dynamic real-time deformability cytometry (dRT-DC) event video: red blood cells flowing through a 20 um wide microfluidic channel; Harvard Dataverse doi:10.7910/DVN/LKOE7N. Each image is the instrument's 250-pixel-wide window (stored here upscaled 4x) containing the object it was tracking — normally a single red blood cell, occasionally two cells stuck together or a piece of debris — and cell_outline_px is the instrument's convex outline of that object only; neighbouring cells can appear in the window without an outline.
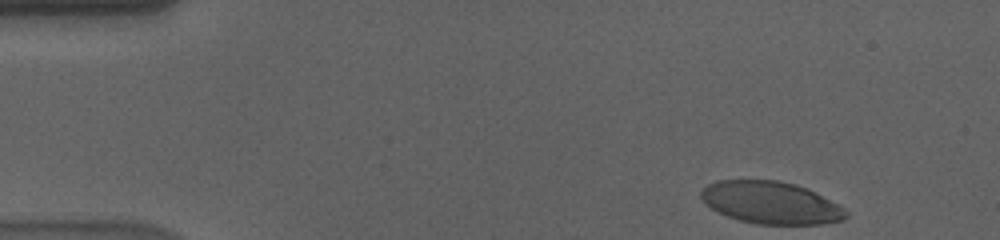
{"species": "human", "species_latin": "Homo sapiens", "temperature_condition": "cold", "stored_images_in_passage": 44, "camera_frame_rate_fps": 3000, "um_per_image_px": 0.085, "donor": {"sex": "male"}, "frame": {"image": 1, "passage_image": 1, "time_ms": 0.0, "image_size_px": [1000, 240], "cell_outline_px": [[848, 216], [844, 220], [820, 224], [756, 224], [740, 220], [728, 216], [704, 204], [700, 196], [700, 192], [708, 184], [716, 180], [776, 180], [796, 184], [844, 208], [848, 212]], "centroid_in_image_um": [65.49, 17.23], "position_along_channel_um": 19.5, "area_um2": 35.37}}
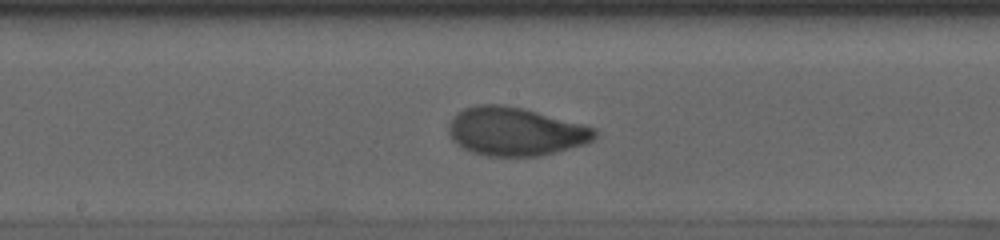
{"frame": {"image": 2, "passage_image": 25, "time_ms": 8.0, "image_size_px": [1000, 240], "cell_outline_px": [[600, 132], [592, 140], [584, 144], [556, 152], [540, 156], [484, 156], [472, 152], [464, 148], [452, 140], [448, 132], [448, 124], [452, 116], [456, 112], [464, 108], [476, 104], [504, 104], [524, 108], [584, 124], [596, 128]], "centroid_in_image_um": [43.8, 11.16], "position_along_channel_um": 204.4, "area_um2": 41.73}}
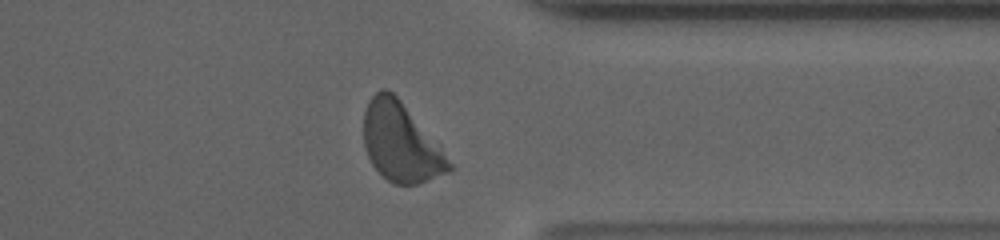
{"frame": {"image": 3, "passage_image": 40, "time_ms": 13.0, "image_size_px": [1000, 240], "cell_outline_px": [[452, 168], [448, 172], [416, 184], [392, 184], [372, 164], [368, 156], [364, 144], [364, 112], [368, 100], [380, 88], [388, 88], [400, 100], [440, 144], [452, 164]], "centroid_in_image_um": [34.07, 12.08], "position_along_channel_um": 377.3, "area_um2": 39.02}, "authors_computed_cell_mechanics": {"area_um2": 39.6797, "velocity_mm_per_s": 3.5587, "shape_relaxation_time_tau1_ms": 3.7703, "shape_relaxation_time_tau2_ms": 1.0026, "deformation_change_tau1": 0.1782, "deformation_change_tau2": 0.0424}}